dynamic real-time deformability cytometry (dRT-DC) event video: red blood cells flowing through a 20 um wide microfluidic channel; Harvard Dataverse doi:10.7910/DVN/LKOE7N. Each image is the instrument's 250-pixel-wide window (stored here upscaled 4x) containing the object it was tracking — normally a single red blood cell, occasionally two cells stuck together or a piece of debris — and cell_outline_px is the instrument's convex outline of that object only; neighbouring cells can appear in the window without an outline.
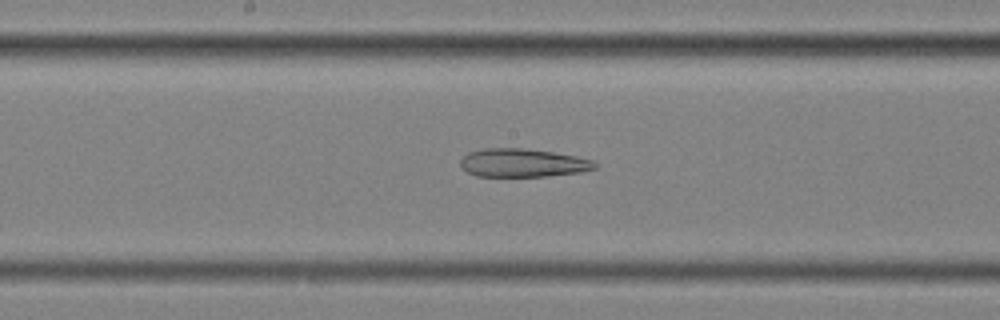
{"species": "common noctule bat (a hibernating species)", "species_latin": "Nyctalus noctula", "temperature_condition": "cold", "stored_images_in_passage": 42, "camera_frame_rate_fps": 3000, "um_per_image_px": 0.085, "animal": {"sex": "female", "body_mass_g": 25.1}, "frame": {"image": 1, "passage_image": 15, "time_ms": 4.667, "image_size_px": [1000, 320], "cell_outline_px": [[596, 168], [580, 172], [544, 176], [476, 176], [468, 172], [460, 164], [460, 160], [468, 152], [484, 148], [524, 148], [552, 152], [576, 156], [592, 160], [596, 164]], "centroid_in_image_um": [44.41, 13.84], "position_along_channel_um": 203.8, "area_um2": 22.02}}
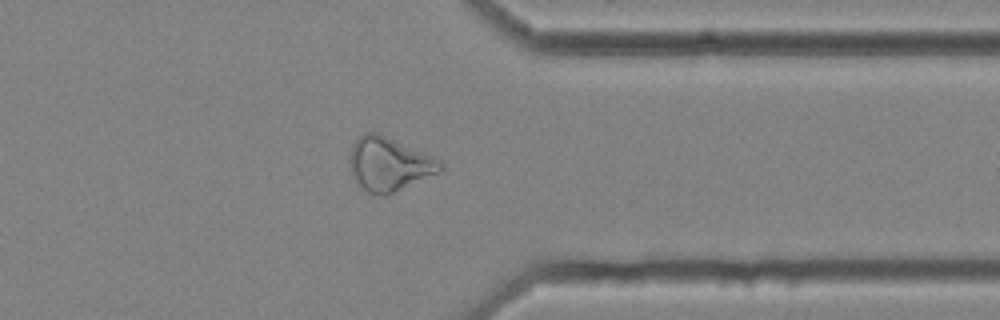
{"frame": {"image": 2, "passage_image": 30, "time_ms": 9.667, "image_size_px": [1000, 320], "cell_outline_px": [[444, 168], [440, 172], [388, 196], [372, 196], [352, 176], [352, 144], [364, 132], [376, 132], [440, 160], [444, 164]], "centroid_in_image_um": [33.11, 13.99], "position_along_channel_um": 378.3, "area_um2": 27.98}}
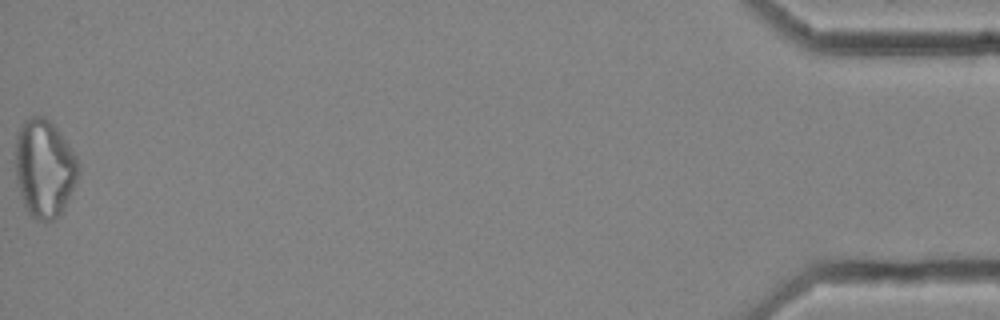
{"frame": {"image": 3, "passage_image": 42, "time_ms": 13.667, "image_size_px": [1000, 320], "cell_outline_px": [[80, 172], [64, 208], [52, 220], [36, 220], [28, 212], [24, 204], [16, 180], [16, 136], [20, 124], [24, 120], [32, 116], [44, 116], [56, 128], [68, 144], [76, 156], [80, 168]], "centroid_in_image_um": [3.76, 14.28], "position_along_channel_um": 431.4, "area_um2": 35.66}}